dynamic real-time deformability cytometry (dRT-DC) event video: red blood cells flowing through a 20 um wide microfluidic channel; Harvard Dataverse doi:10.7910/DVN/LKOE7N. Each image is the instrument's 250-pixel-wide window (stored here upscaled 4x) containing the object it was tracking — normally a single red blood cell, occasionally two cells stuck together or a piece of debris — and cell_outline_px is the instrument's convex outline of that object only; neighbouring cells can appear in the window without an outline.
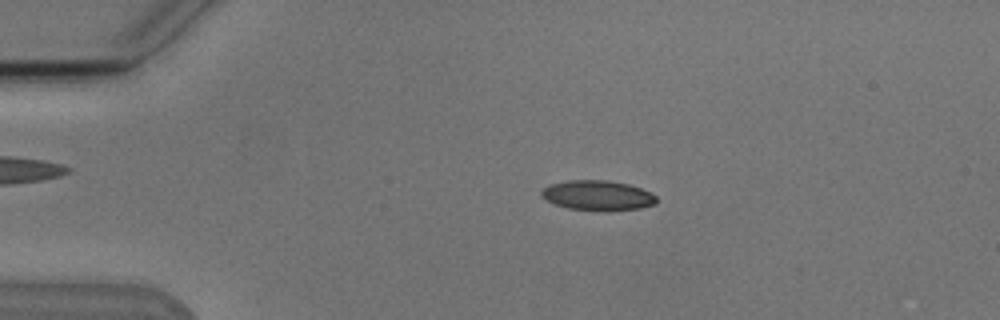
{"species": "Egyptian fruit bat (a non-hibernating species)", "species_latin": "Rousettus aegyptiacus", "temperature_condition": "cold", "stored_images_in_passage": 5, "camera_frame_rate_fps": 3000, "um_per_image_px": 0.085, "animal": {"sex": "male"}, "frame": {"image": 1, "passage_image": 2, "time_ms": 1.333, "image_size_px": [1000, 320], "cell_outline_px": [[656, 204], [640, 208], [568, 208], [556, 204], [540, 196], [540, 192], [548, 184], [568, 180], [608, 180], [628, 184], [640, 188], [656, 196]], "centroid_in_image_um": [50.76, 16.55], "position_along_channel_um": 34.2, "area_um2": 19.19}}